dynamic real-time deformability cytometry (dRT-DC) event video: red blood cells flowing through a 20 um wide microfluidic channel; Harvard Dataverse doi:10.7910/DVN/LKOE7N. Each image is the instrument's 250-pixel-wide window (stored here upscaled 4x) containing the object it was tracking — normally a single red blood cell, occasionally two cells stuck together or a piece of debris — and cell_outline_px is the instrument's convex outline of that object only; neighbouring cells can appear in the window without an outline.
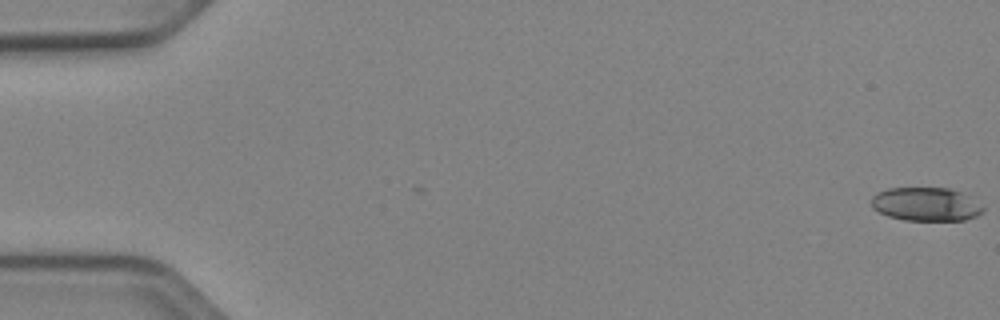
{"species": "Egyptian fruit bat (a non-hibernating species)", "species_latin": "Rousettus aegyptiacus", "temperature_condition": "cold", "stored_images_in_passage": 53, "camera_frame_rate_fps": 3000, "um_per_image_px": 0.085, "animal": {"sex": "female"}, "frame": {"image": 1, "passage_image": 1, "time_ms": 0.0, "image_size_px": [1000, 320], "cell_outline_px": [[984, 208], [976, 216], [964, 220], [904, 220], [888, 216], [872, 208], [872, 196], [888, 188], [948, 188], [960, 192]], "centroid_in_image_um": [78.65, 17.36], "position_along_channel_um": 6.3, "area_um2": 21.39}}
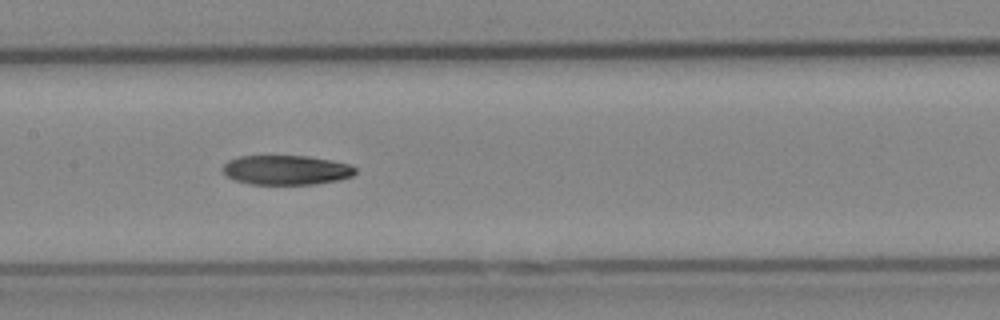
{"frame": {"image": 2, "passage_image": 27, "time_ms": 8.667, "image_size_px": [1000, 320], "cell_outline_px": [[356, 172], [352, 176], [340, 180], [316, 184], [252, 184], [236, 180], [228, 176], [224, 172], [224, 164], [228, 160], [240, 156], [308, 156], [332, 160], [348, 164], [356, 168]], "centroid_in_image_um": [24.37, 14.45], "position_along_channel_um": 183.0, "area_um2": 22.72}}
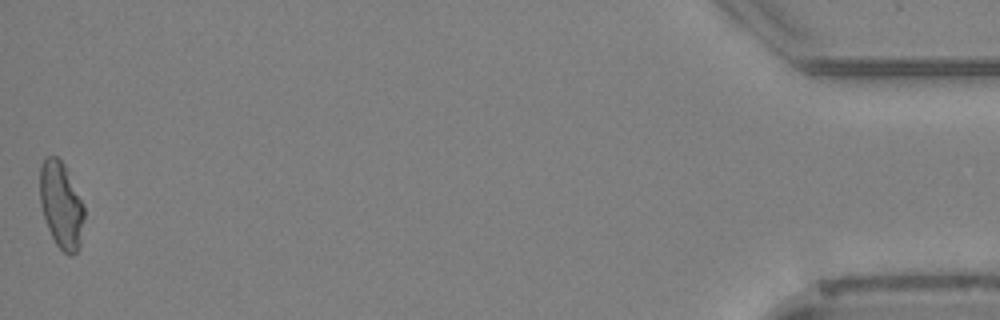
{"frame": {"image": 3, "passage_image": 53, "time_ms": 17.333, "image_size_px": [1000, 320], "cell_outline_px": [[84, 220], [80, 248], [72, 256], [68, 256], [56, 244], [48, 228], [40, 204], [40, 168], [44, 156], [56, 156], [64, 164], [84, 204]], "centroid_in_image_um": [5.21, 17.44], "position_along_channel_um": 430.0, "area_um2": 22.48}, "authors_computed_cell_mechanics": {"area_um2": 23.1778, "velocity_mm_per_s": 3.9242, "shape_relaxation_time_tau1_ms": 8.4379, "shape_relaxation_time_tau2_ms": null, "deformation_change_tau1": 0.1821, "deformation_change_tau2": null}}